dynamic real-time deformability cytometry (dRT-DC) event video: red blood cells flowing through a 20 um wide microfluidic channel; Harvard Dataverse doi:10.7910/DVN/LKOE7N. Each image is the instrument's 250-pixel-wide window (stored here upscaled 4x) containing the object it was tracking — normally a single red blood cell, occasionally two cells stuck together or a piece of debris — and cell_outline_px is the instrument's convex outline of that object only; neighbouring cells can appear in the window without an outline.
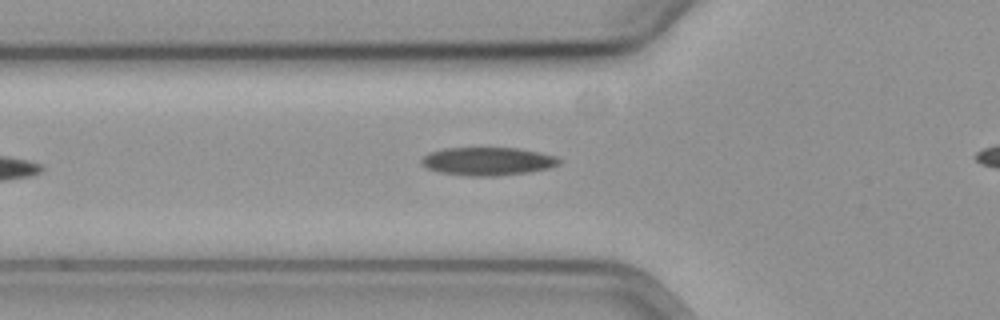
{"species": "common noctule bat (a hibernating species)", "species_latin": "Nyctalus noctula", "temperature_condition": "cold", "stored_images_in_passage": 24, "camera_frame_rate_fps": 3000, "um_per_image_px": 0.085, "animal": {"sex": "female", "body_mass_g": 19.3, "forearm_length_mm": 54.1}, "frame": {"image": 1, "passage_image": 2, "time_ms": 0.333, "image_size_px": [1000, 320], "cell_outline_px": [[560, 164], [548, 168], [528, 172], [492, 176], [472, 176], [440, 172], [428, 168], [420, 160], [428, 152], [444, 148], [520, 148], [556, 156], [560, 160]], "centroid_in_image_um": [41.46, 13.7], "position_along_channel_um": 84.3, "area_um2": 22.37}}
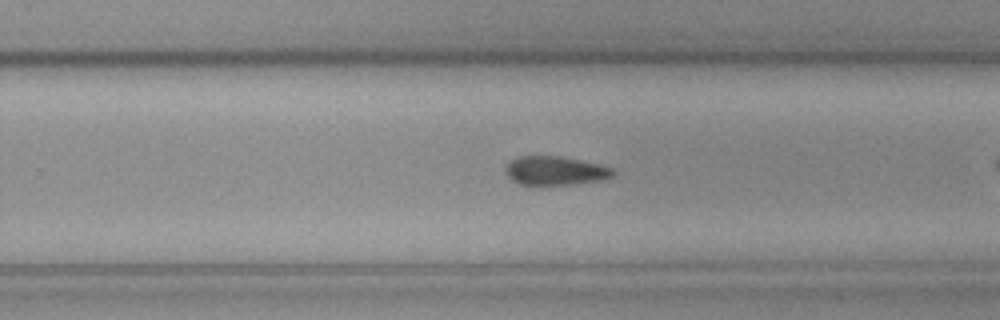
{"frame": {"image": 2, "passage_image": 15, "time_ms": 4.667, "image_size_px": [1000, 320], "cell_outline_px": [[616, 172], [612, 176], [600, 180], [568, 184], [520, 184], [512, 180], [508, 176], [504, 168], [512, 160], [520, 156], [560, 156], [600, 164], [612, 168]], "centroid_in_image_um": [47.2, 14.5], "position_along_channel_um": 282.6, "area_um2": 17.74}}
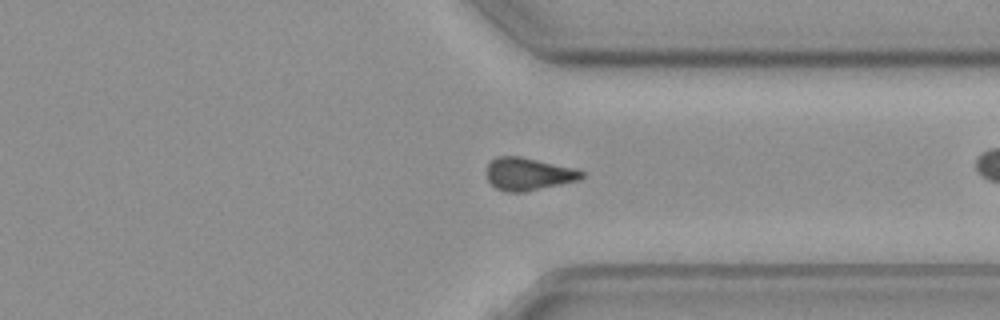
{"frame": {"image": 3, "passage_image": 22, "time_ms": 7.0, "image_size_px": [1000, 320], "cell_outline_px": [[584, 176], [580, 180], [524, 192], [504, 192], [496, 188], [488, 180], [488, 164], [492, 160], [500, 156], [520, 156], [576, 168], [584, 172]], "centroid_in_image_um": [44.95, 14.79], "position_along_channel_um": 366.5, "area_um2": 18.03}}